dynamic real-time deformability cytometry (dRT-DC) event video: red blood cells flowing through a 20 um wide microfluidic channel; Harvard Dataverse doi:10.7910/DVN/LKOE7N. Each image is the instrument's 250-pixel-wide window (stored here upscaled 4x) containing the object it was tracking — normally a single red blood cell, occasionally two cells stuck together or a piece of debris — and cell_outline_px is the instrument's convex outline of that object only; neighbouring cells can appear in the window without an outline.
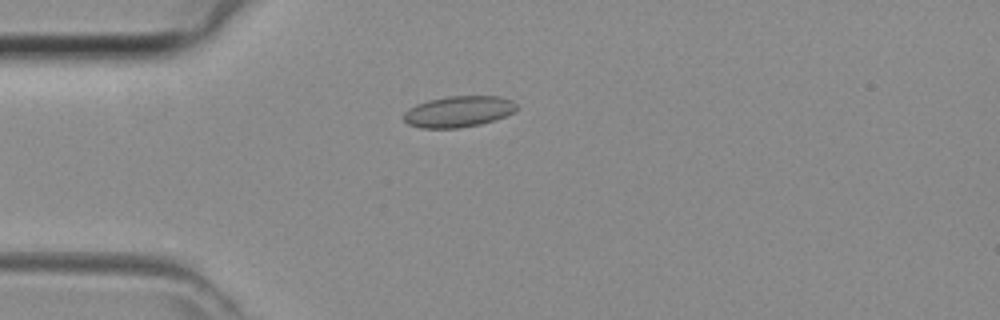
{"species": "common noctule bat (a hibernating species)", "species_latin": "Nyctalus noctula", "temperature_condition": "room temperature", "stored_images_in_passage": 44, "camera_frame_rate_fps": 3000, "um_per_image_px": 0.085, "animal": {"sex": "female", "body_mass_g": 29.2, "forearm_length_mm": 56.3}, "frame": {"image": 1, "passage_image": 12, "time_ms": 3.667, "image_size_px": [1000, 320], "cell_outline_px": [[516, 108], [512, 112], [504, 116], [480, 124], [456, 128], [420, 128], [408, 124], [404, 120], [404, 112], [408, 108], [416, 104], [428, 100], [448, 96], [500, 96], [512, 100], [516, 104]], "centroid_in_image_um": [38.93, 9.47], "position_along_channel_um": 46.1, "area_um2": 20.35}}
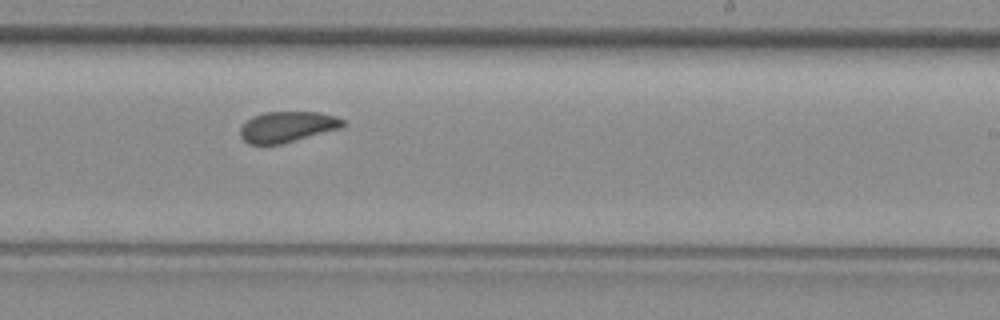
{"frame": {"image": 2, "passage_image": 27, "time_ms": 8.667, "image_size_px": [1000, 320], "cell_outline_px": [[348, 124], [344, 128], [280, 144], [248, 144], [240, 136], [240, 128], [252, 116], [264, 112], [320, 112], [336, 116], [344, 120]], "centroid_in_image_um": [24.48, 10.77], "position_along_channel_um": 264.5, "area_um2": 18.61}}
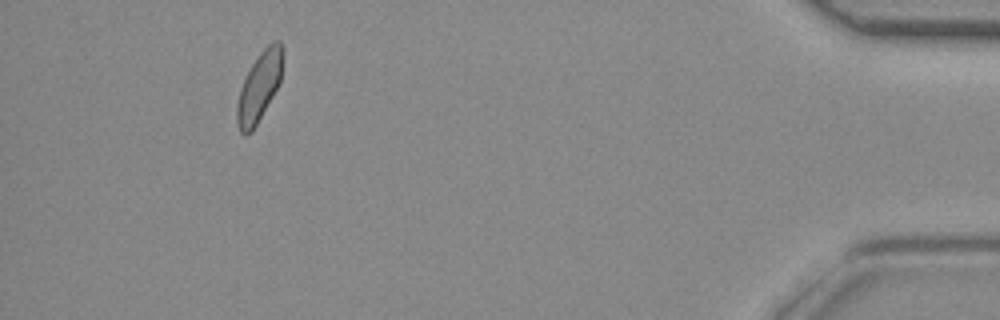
{"frame": {"image": 3, "passage_image": 41, "time_ms": 13.333, "image_size_px": [1000, 320], "cell_outline_px": [[284, 52], [280, 84], [252, 132], [244, 136], [240, 132], [236, 124], [236, 108], [240, 88], [252, 64], [260, 52], [272, 40], [280, 40], [284, 48]], "centroid_in_image_um": [22.06, 7.36], "position_along_channel_um": 413.1, "area_um2": 18.79}}